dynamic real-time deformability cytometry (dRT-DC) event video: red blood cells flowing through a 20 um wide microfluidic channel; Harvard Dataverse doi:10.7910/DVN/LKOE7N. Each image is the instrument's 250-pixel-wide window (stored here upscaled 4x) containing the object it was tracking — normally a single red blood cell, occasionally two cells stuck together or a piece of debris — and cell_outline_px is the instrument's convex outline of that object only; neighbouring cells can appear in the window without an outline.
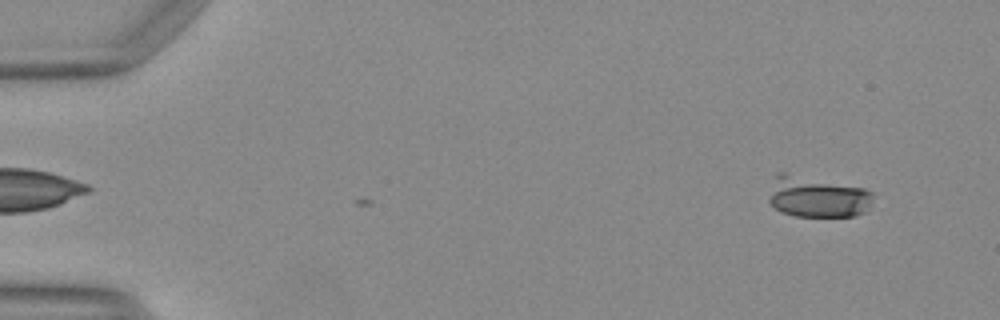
{"species": "Egyptian fruit bat (a non-hibernating species)", "species_latin": "Rousettus aegyptiacus", "temperature_condition": "warm", "stored_images_in_passage": 8, "camera_frame_rate_fps": 3000, "um_per_image_px": 0.085, "animal": {"sex": "female"}, "frame": {"image": 1, "passage_image": 1, "time_ms": 0.0, "image_size_px": [1000, 320], "cell_outline_px": [[872, 204], [864, 212], [856, 216], [796, 216], [784, 212], [776, 208], [768, 200], [776, 172], [784, 172], [864, 188], [872, 192]], "centroid_in_image_um": [69.48, 16.73], "position_along_channel_um": 15.5, "area_um2": 24.8}}
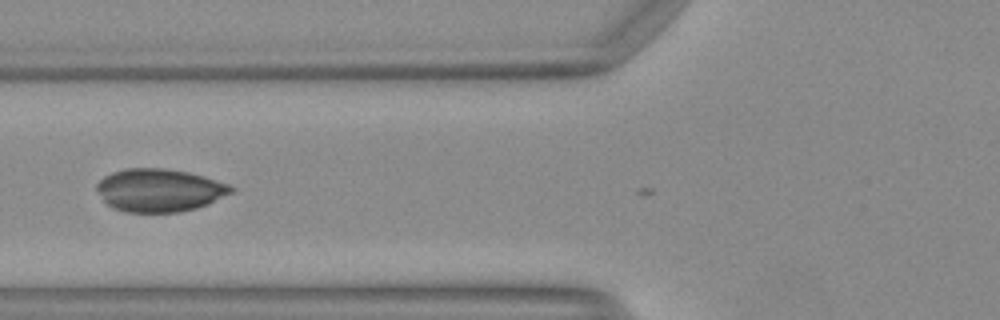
{"frame": {"image": 2, "passage_image": 3, "time_ms": 0.667, "image_size_px": [1000, 320], "cell_outline_px": [[236, 188], [232, 192], [208, 204], [196, 208], [180, 212], [124, 212], [112, 208], [104, 200], [96, 188], [96, 184], [104, 176], [112, 172], [128, 168], [164, 168], [188, 172], [204, 176], [228, 184]], "centroid_in_image_um": [13.55, 16.17], "position_along_channel_um": 112.3, "area_um2": 33.58}}
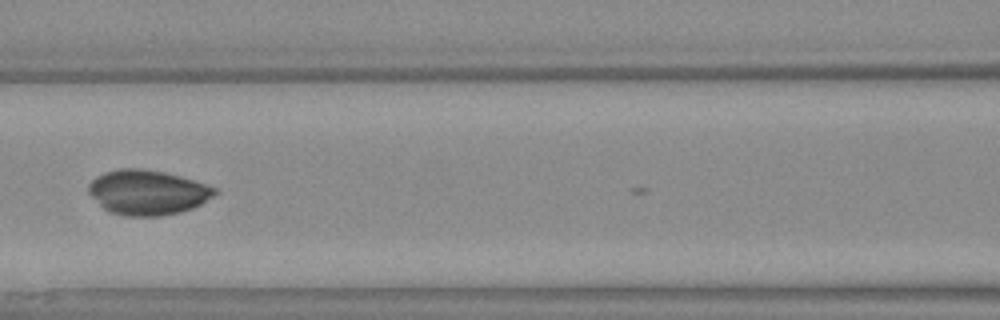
{"frame": {"image": 3, "passage_image": 6, "time_ms": 1.667, "image_size_px": [1000, 320], "cell_outline_px": [[220, 192], [200, 204], [192, 208], [180, 212], [160, 216], [124, 216], [108, 212], [88, 192], [88, 184], [96, 176], [104, 172], [120, 168], [140, 168], [164, 172], [180, 176], [216, 188]], "centroid_in_image_um": [12.52, 16.35], "position_along_channel_um": 154.1, "area_um2": 32.95}}